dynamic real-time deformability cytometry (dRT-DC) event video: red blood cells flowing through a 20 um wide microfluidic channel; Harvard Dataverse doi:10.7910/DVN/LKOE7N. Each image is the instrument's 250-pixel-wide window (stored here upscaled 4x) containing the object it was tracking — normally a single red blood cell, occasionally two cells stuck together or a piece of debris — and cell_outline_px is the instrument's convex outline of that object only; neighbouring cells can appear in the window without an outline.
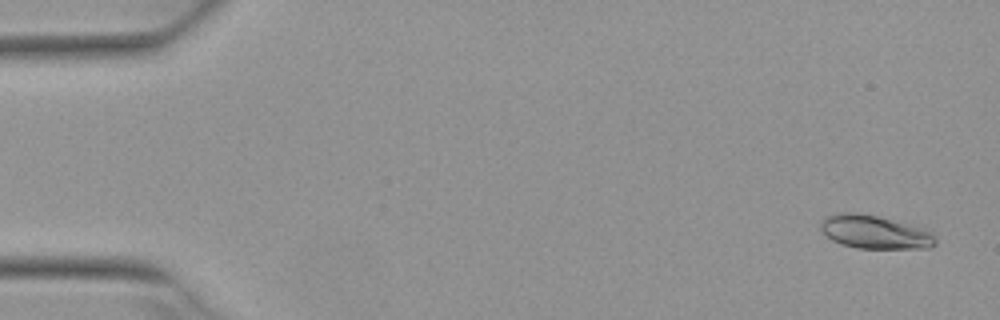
{"species": "Egyptian fruit bat (a non-hibernating species)", "species_latin": "Rousettus aegyptiacus", "temperature_condition": "warm", "stored_images_in_passage": 5, "camera_frame_rate_fps": 3000, "um_per_image_px": 0.085, "animal": {"sex": "female"}, "frame": {"image": 1, "passage_image": 1, "time_ms": 0.0, "image_size_px": [1000, 320], "cell_outline_px": [[936, 244], [928, 248], [856, 248], [840, 244], [832, 240], [820, 228], [820, 220], [824, 216], [844, 212], [856, 212], [876, 216], [920, 228], [932, 232], [936, 236]], "centroid_in_image_um": [74.31, 19.73], "position_along_channel_um": 10.7, "area_um2": 22.14}}
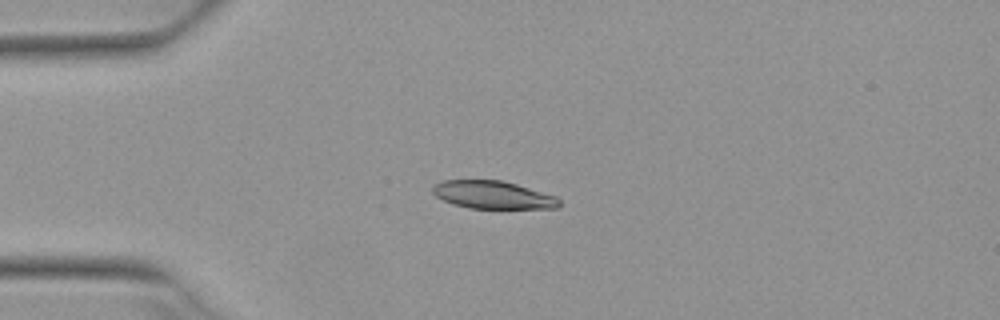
{"frame": {"image": 2, "passage_image": 4, "time_ms": 1.0, "image_size_px": [1000, 320], "cell_outline_px": [[560, 204], [556, 208], [468, 208], [452, 204], [436, 196], [432, 192], [432, 184], [444, 180], [500, 180], [516, 184], [556, 196], [560, 200]], "centroid_in_image_um": [41.86, 16.56], "position_along_channel_um": 43.1, "area_um2": 20.46}}